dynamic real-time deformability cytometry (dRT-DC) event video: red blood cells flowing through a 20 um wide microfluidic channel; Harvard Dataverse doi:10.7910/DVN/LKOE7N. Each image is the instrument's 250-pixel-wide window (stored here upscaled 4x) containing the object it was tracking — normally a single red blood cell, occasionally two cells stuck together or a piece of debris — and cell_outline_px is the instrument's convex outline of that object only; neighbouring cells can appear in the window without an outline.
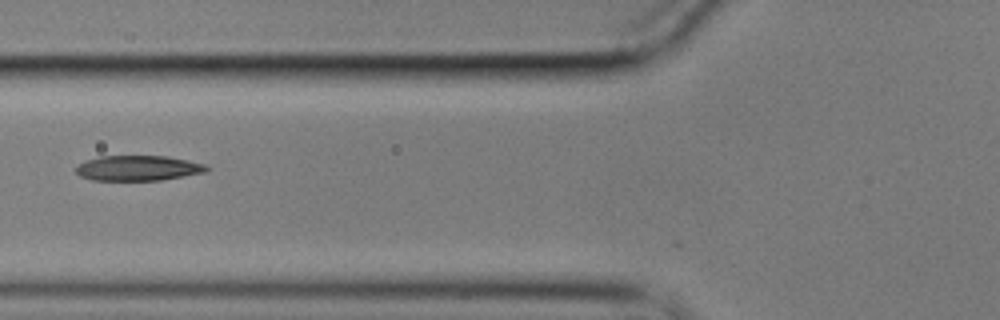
{"species": "common noctule bat (a hibernating species)", "species_latin": "Nyctalus noctula", "temperature_condition": "cold", "stored_images_in_passage": 37, "camera_frame_rate_fps": 3000, "um_per_image_px": 0.085, "animal": {"sex": "male", "body_mass_g": 17.9}, "frame": {"image": 1, "passage_image": 2, "time_ms": 0.333, "image_size_px": [1000, 320], "cell_outline_px": [[208, 172], [160, 180], [92, 180], [80, 176], [76, 172], [76, 168], [80, 164], [88, 160], [100, 156], [168, 156], [204, 164], [208, 168]], "centroid_in_image_um": [11.75, 14.29], "position_along_channel_um": 114.0, "area_um2": 19.02}}
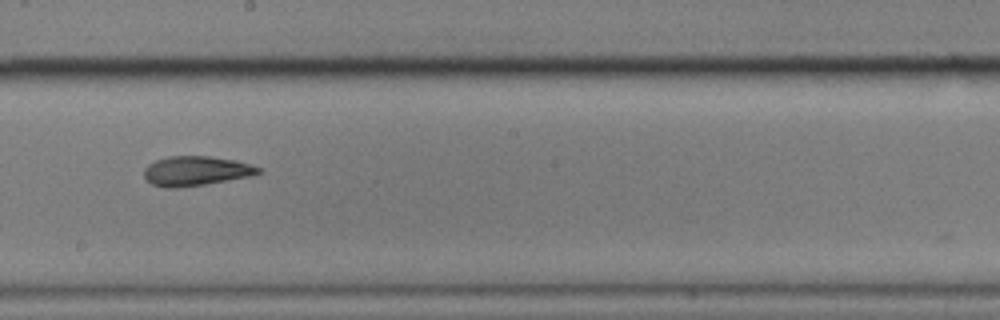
{"frame": {"image": 2, "passage_image": 12, "time_ms": 3.667, "image_size_px": [1000, 320], "cell_outline_px": [[260, 172], [252, 176], [204, 184], [176, 188], [164, 188], [152, 184], [144, 176], [144, 168], [148, 164], [156, 160], [168, 156], [208, 156], [236, 160], [260, 168]], "centroid_in_image_um": [16.62, 14.53], "position_along_channel_um": 231.6, "area_um2": 19.59}}
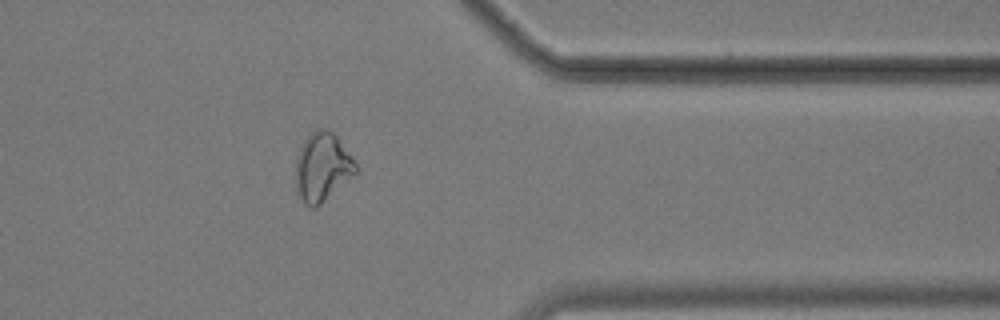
{"frame": {"image": 3, "passage_image": 26, "time_ms": 8.333, "image_size_px": [1000, 320], "cell_outline_px": [[360, 172], [316, 208], [312, 208], [300, 196], [296, 184], [296, 160], [300, 148], [304, 140], [316, 128], [328, 128], [336, 136], [352, 156], [360, 168]], "centroid_in_image_um": [27.46, 14.19], "position_along_channel_um": 383.9, "area_um2": 24.22}, "authors_computed_cell_mechanics": {"area_um2": 19.8254, "velocity_mm_per_s": 3.5154, "shape_relaxation_time_tau1_ms": 4.9482, "shape_relaxation_time_tau2_ms": 2.0585, "deformation_change_tau1": 0.1482, "deformation_change_tau2": 0.091}}